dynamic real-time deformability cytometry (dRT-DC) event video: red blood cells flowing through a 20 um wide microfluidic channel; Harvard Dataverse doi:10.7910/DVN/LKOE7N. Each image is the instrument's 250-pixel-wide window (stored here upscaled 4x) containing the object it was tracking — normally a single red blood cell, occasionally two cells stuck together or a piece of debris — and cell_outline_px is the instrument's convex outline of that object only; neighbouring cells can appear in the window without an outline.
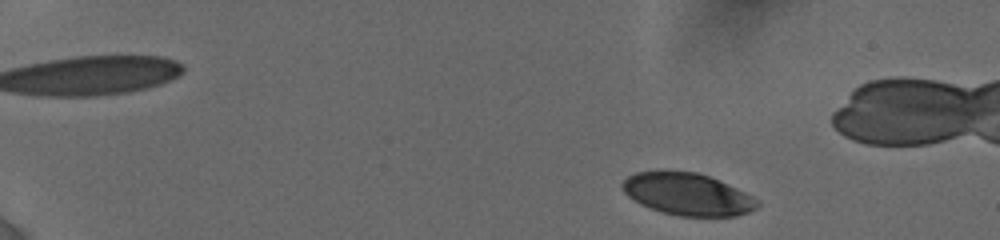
{"species": "human", "species_latin": "Homo sapiens", "temperature_condition": "cold", "stored_images_in_passage": 24, "camera_frame_rate_fps": 3000, "um_per_image_px": 0.085, "donor": {"sex": "female"}, "frame": {"image": 1, "passage_image": 2, "time_ms": 0.333, "image_size_px": [1000, 240], "cell_outline_px": [[760, 204], [756, 208], [748, 212], [736, 216], [680, 216], [664, 212], [640, 204], [628, 196], [624, 192], [620, 184], [628, 176], [636, 172], [696, 172], [708, 176], [736, 188], [760, 200]], "centroid_in_image_um": [58.45, 16.52], "position_along_channel_um": 26.5, "area_um2": 32.66}}
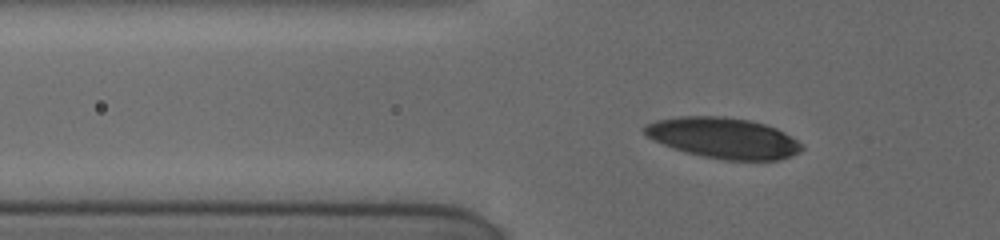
{"frame": {"image": 2, "passage_image": 20, "time_ms": 4.333, "image_size_px": [1000, 240], "cell_outline_px": [[804, 148], [800, 152], [792, 156], [776, 160], [724, 160], [684, 152], [672, 148], [652, 140], [644, 132], [644, 124], [656, 120], [680, 116], [724, 116], [748, 120], [764, 124], [776, 128], [784, 132], [796, 140]], "centroid_in_image_um": [61.46, 11.73], "position_along_channel_um": 64.3, "area_um2": 37.34}}